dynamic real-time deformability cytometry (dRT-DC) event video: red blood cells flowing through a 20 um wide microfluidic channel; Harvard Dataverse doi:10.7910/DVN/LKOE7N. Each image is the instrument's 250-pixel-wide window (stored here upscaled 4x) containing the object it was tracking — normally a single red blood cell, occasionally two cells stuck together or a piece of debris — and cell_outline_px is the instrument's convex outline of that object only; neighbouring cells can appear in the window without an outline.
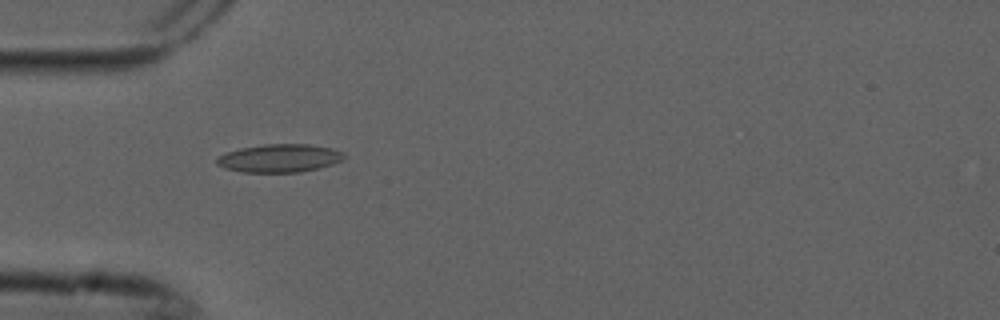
{"species": "common noctule bat (a hibernating species)", "species_latin": "Nyctalus noctula", "temperature_condition": "cold", "stored_images_in_passage": 3, "camera_frame_rate_fps": 3000, "um_per_image_px": 0.085, "animal": {"sex": "male", "forearm_length_mm": 52.5}, "frame": {"image": 1, "passage_image": 2, "time_ms": 0.333, "image_size_px": [1000, 320], "cell_outline_px": [[348, 156], [344, 160], [332, 164], [300, 172], [244, 172], [224, 168], [216, 164], [216, 156], [240, 148], [264, 144], [308, 144], [332, 148], [344, 152]], "centroid_in_image_um": [23.78, 13.44], "position_along_channel_um": 61.2, "area_um2": 20.98}}
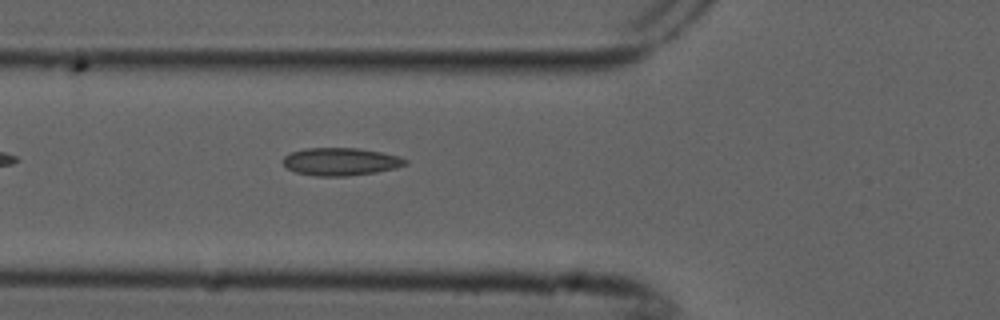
{"frame": {"image": 2, "passage_image": 3, "time_ms": 0.667, "image_size_px": [1000, 320], "cell_outline_px": [[408, 164], [396, 168], [376, 172], [348, 176], [316, 176], [296, 172], [288, 168], [284, 164], [284, 156], [292, 152], [304, 148], [356, 148], [380, 152], [400, 156], [408, 160]], "centroid_in_image_um": [28.99, 13.74], "position_along_channel_um": 96.8, "area_um2": 19.71}}